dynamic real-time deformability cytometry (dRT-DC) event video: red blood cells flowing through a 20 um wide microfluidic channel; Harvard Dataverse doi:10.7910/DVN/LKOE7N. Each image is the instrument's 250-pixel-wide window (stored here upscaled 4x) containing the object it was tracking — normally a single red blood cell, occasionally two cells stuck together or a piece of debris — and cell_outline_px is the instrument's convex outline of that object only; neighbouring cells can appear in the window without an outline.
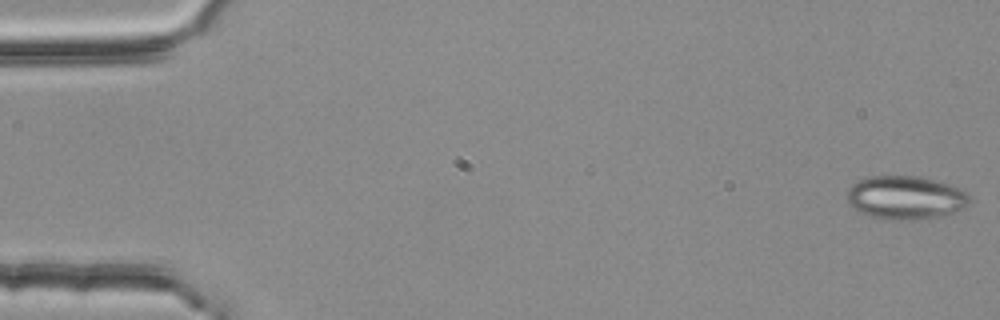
{"species": "common noctule bat (a hibernating species)", "species_latin": "Nyctalus noctula", "temperature_condition": "room temperature", "stored_images_in_passage": 54, "camera_frame_rate_fps": 3000, "um_per_image_px": 0.085, "animal": {"sex": "female", "body_mass_g": 25.1}, "frame": {"image": 1, "passage_image": 1, "time_ms": 0.0, "image_size_px": [1000, 320], "cell_outline_px": [[968, 204], [964, 208], [956, 212], [924, 220], [884, 220], [868, 216], [852, 208], [848, 204], [844, 196], [848, 188], [852, 184], [868, 176], [920, 176], [936, 180], [960, 188], [968, 192]], "centroid_in_image_um": [76.93, 16.81], "position_along_channel_um": 8.1, "area_um2": 31.73}}
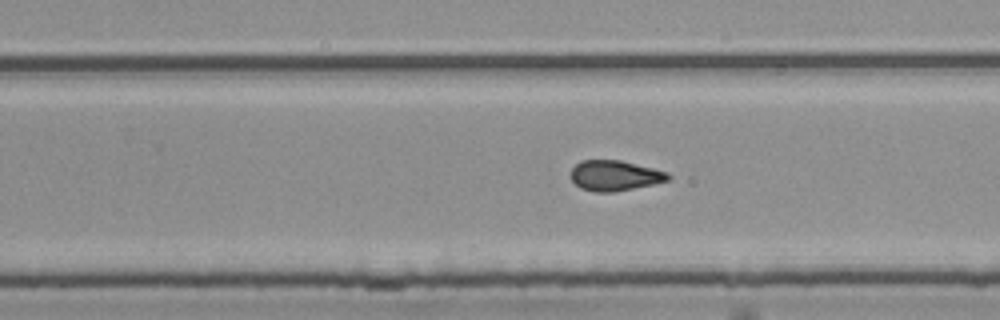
{"frame": {"image": 2, "passage_image": 34, "time_ms": 11.0, "image_size_px": [1000, 320], "cell_outline_px": [[672, 176], [668, 180], [652, 184], [612, 192], [596, 192], [580, 188], [572, 180], [572, 168], [580, 160], [620, 160], [668, 172]], "centroid_in_image_um": [52.25, 14.92], "position_along_channel_um": 277.6, "area_um2": 16.99}}
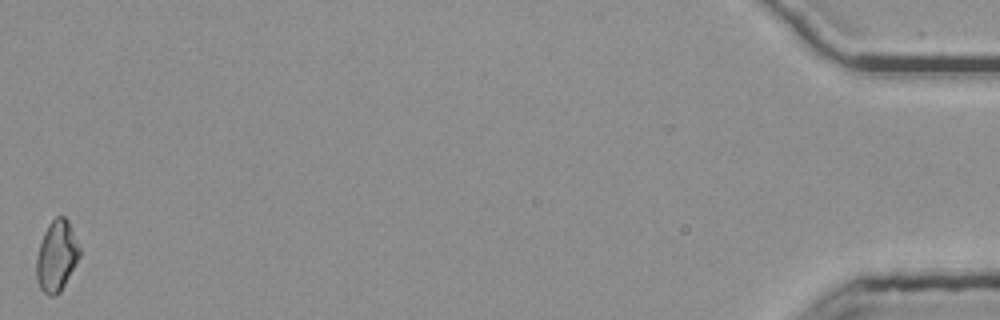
{"frame": {"image": 3, "passage_image": 54, "time_ms": 17.667, "image_size_px": [1000, 320], "cell_outline_px": [[80, 256], [60, 292], [56, 296], [48, 296], [40, 288], [36, 280], [36, 256], [44, 232], [48, 224], [56, 216], [64, 216], [68, 220], [80, 248]], "centroid_in_image_um": [4.8, 21.77], "position_along_channel_um": 430.4, "area_um2": 17.8}, "authors_computed_cell_mechanics": {"area_um2": 17.7735, "velocity_mm_per_s": 3.794, "shape_relaxation_time_tau1_ms": null, "shape_relaxation_time_tau2_ms": 2.1488, "deformation_change_tau1": null, "deformation_change_tau2": 0.098}}